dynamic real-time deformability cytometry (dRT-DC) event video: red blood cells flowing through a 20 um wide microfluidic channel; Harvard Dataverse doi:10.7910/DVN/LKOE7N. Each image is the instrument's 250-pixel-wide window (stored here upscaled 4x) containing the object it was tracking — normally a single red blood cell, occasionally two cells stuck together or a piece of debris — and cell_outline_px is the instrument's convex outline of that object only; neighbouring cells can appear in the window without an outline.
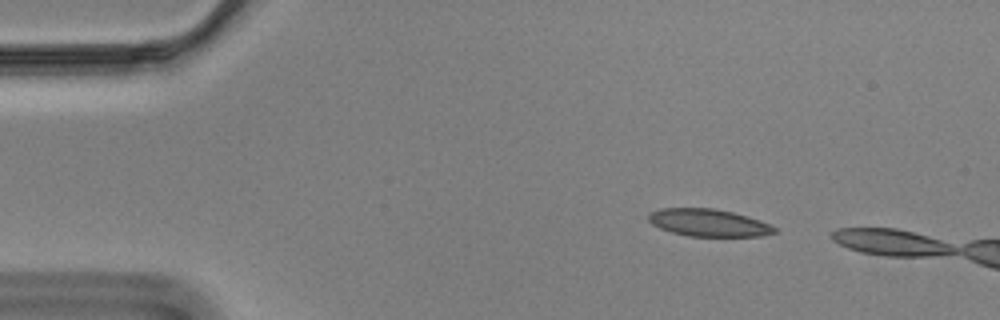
{"species": "Egyptian fruit bat (a non-hibernating species)", "species_latin": "Rousettus aegyptiacus", "temperature_condition": "cold", "stored_images_in_passage": 11, "camera_frame_rate_fps": 3000, "um_per_image_px": 0.085, "animal": {"sex": "male"}, "frame": {"image": 1, "passage_image": 7, "time_ms": 2.0, "image_size_px": [1000, 320], "cell_outline_px": [[776, 232], [764, 236], [688, 236], [672, 232], [660, 228], [652, 224], [648, 220], [648, 212], [660, 208], [712, 208], [732, 212], [748, 216], [760, 220], [776, 228]], "centroid_in_image_um": [60.2, 18.93], "position_along_channel_um": 24.8, "area_um2": 20.11}}